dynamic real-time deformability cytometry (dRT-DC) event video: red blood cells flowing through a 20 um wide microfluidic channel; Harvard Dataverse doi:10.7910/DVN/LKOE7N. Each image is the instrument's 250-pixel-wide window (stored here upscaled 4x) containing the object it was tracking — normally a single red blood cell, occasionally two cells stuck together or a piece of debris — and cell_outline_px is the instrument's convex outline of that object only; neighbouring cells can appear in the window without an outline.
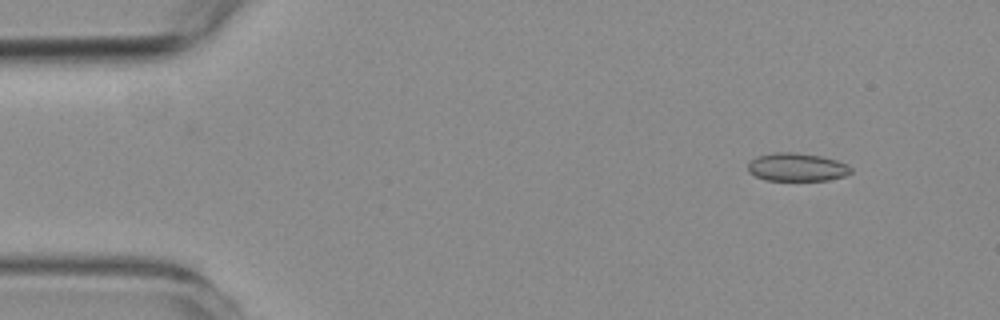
{"species": "common noctule bat (a hibernating species)", "species_latin": "Nyctalus noctula", "temperature_condition": "room temperature", "stored_images_in_passage": 57, "camera_frame_rate_fps": 3000, "um_per_image_px": 0.085, "animal": {"sex": "female", "body_mass_g": 19.3, "forearm_length_mm": 54.1}, "frame": {"image": 1, "passage_image": 5, "time_ms": 1.333, "image_size_px": [1000, 320], "cell_outline_px": [[852, 172], [844, 176], [828, 180], [764, 180], [748, 172], [748, 164], [756, 156], [776, 152], [796, 152], [820, 156], [836, 160], [848, 164], [852, 168]], "centroid_in_image_um": [67.74, 14.2], "position_along_channel_um": 17.3, "area_um2": 16.94}}
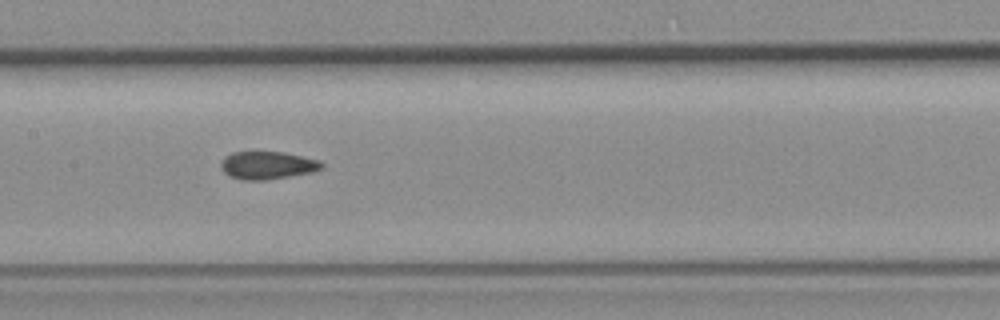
{"frame": {"image": 2, "passage_image": 27, "time_ms": 8.667, "image_size_px": [1000, 320], "cell_outline_px": [[324, 168], [312, 172], [264, 180], [244, 180], [228, 176], [220, 168], [220, 164], [224, 156], [232, 152], [284, 152], [320, 160], [324, 164]], "centroid_in_image_um": [22.72, 14.04], "position_along_channel_um": 184.7, "area_um2": 16.42}}
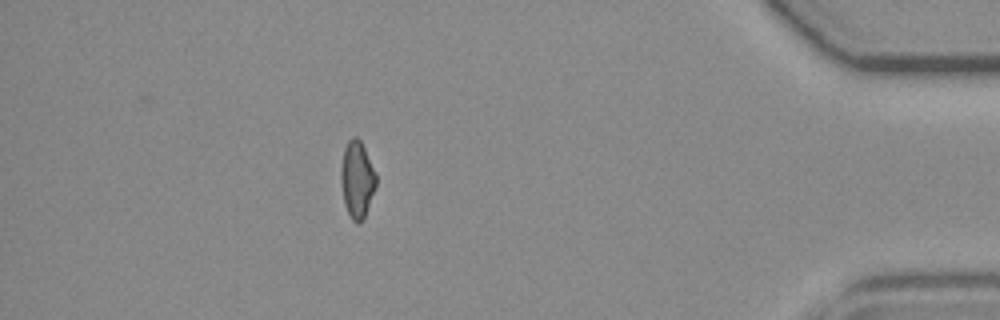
{"frame": {"image": 3, "passage_image": 50, "time_ms": 16.333, "image_size_px": [1000, 320], "cell_outline_px": [[376, 188], [364, 220], [356, 224], [352, 220], [344, 204], [340, 180], [340, 168], [344, 148], [348, 140], [352, 136], [356, 136], [360, 140], [364, 148], [376, 176]], "centroid_in_image_um": [30.33, 15.29], "position_along_channel_um": 404.9, "area_um2": 15.9}, "authors_computed_cell_mechanics": {"area_um2": 16.5886, "velocity_mm_per_s": 3.5545, "shape_relaxation_time_tau1_ms": null, "shape_relaxation_time_tau2_ms": 1.4751, "deformation_change_tau1": null, "deformation_change_tau2": 0.0674}}